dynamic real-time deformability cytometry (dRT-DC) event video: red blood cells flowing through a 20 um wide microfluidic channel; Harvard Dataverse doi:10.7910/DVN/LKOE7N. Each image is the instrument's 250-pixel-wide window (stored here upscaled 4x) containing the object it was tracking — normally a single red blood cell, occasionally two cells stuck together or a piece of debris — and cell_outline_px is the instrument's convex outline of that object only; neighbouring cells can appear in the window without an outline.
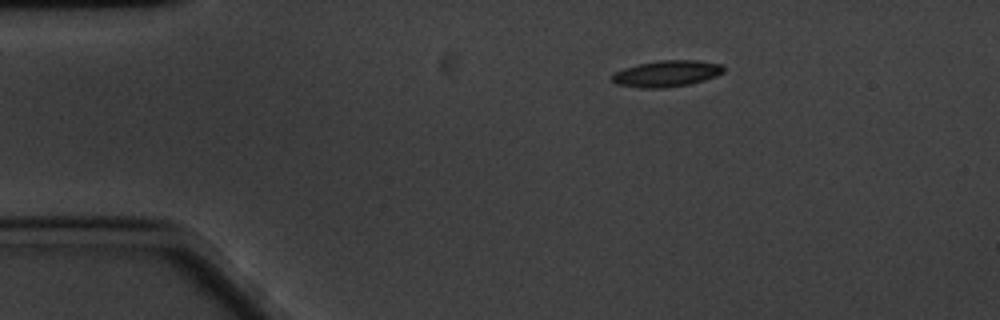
{"species": "common noctule bat (a hibernating species)", "species_latin": "Nyctalus noctula", "temperature_condition": "cold", "stored_images_in_passage": 51, "camera_frame_rate_fps": 3000, "um_per_image_px": 0.085, "animal": {"sex": "male", "body_mass_g": 20.1, "forearm_length_mm": 53.5}, "frame": {"image": 1, "passage_image": 1, "time_ms": 0.0, "image_size_px": [1000, 320], "cell_outline_px": [[724, 72], [716, 76], [704, 80], [688, 84], [664, 88], [640, 88], [616, 84], [612, 80], [612, 76], [616, 72], [624, 68], [640, 64], [660, 60], [696, 60], [720, 64], [724, 68]], "centroid_in_image_um": [56.67, 6.26], "position_along_channel_um": 28.3, "area_um2": 16.94}}
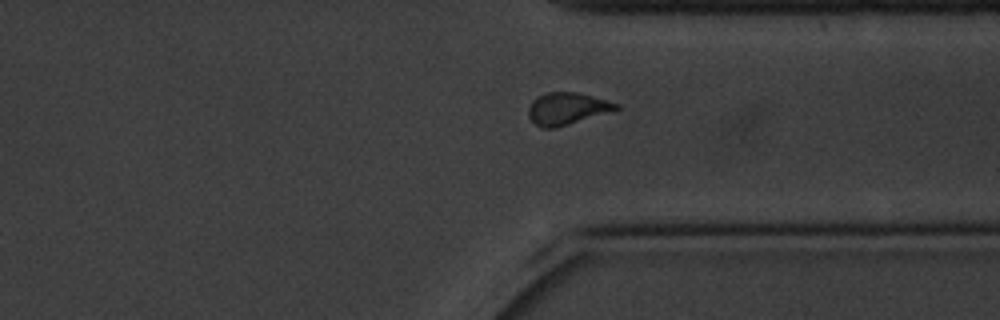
{"frame": {"image": 2, "passage_image": 36, "time_ms": 11.667, "image_size_px": [1000, 320], "cell_outline_px": [[620, 108], [556, 128], [544, 128], [536, 124], [528, 116], [528, 108], [532, 100], [536, 96], [548, 92], [576, 92], [592, 96], [620, 104]], "centroid_in_image_um": [48.16, 9.22], "position_along_channel_um": 363.2, "area_um2": 16.18}}
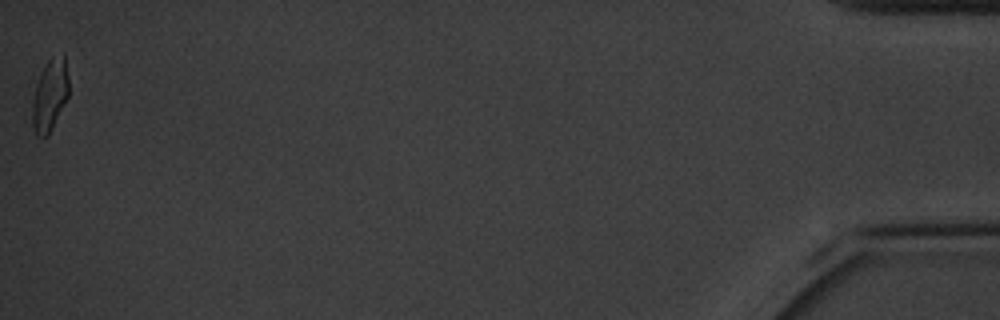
{"frame": {"image": 3, "passage_image": 51, "time_ms": 16.667, "image_size_px": [1000, 320], "cell_outline_px": [[68, 96], [48, 136], [36, 136], [32, 128], [32, 104], [36, 84], [44, 64], [52, 56], [64, 52], [68, 76]], "centroid_in_image_um": [4.23, 8.06], "position_along_channel_um": 431.0, "area_um2": 15.37}, "authors_computed_cell_mechanics": {"area_um2": 16.1262, "velocity_mm_per_s": 3.3117, "shape_relaxation_time_tau1_ms": 4.0947, "shape_relaxation_time_tau2_ms": 6.4416, "deformation_change_tau1": 0.138, "deformation_change_tau2": 0.0989}}